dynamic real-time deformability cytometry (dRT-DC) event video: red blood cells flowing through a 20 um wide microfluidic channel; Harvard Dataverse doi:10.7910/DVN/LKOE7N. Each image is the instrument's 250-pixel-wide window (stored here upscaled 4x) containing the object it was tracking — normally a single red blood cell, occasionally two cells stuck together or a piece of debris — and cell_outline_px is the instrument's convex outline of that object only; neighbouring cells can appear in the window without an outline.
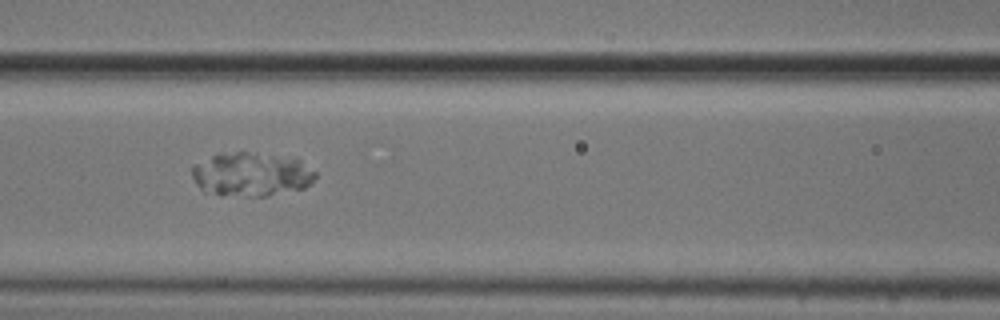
{"species": "common noctule bat (a hibernating species)", "species_latin": "Nyctalus noctula", "temperature_condition": "cold", "stored_images_in_passage": 54, "camera_frame_rate_fps": 3000, "um_per_image_px": 0.085, "animal": {"sex": "male", "body_mass_g": 20.5, "forearm_length_mm": 52.5}, "frame": {"image": 1, "passage_image": 24, "time_ms": 7.667, "image_size_px": [1000, 320], "cell_outline_px": [[316, 176], [304, 188], [268, 196], [248, 196], [204, 192], [196, 184], [192, 176], [192, 164], [212, 156], [236, 152], [256, 152], [300, 160], [316, 172]], "centroid_in_image_um": [21.35, 14.82], "position_along_channel_um": 145.3, "area_um2": 31.21}}
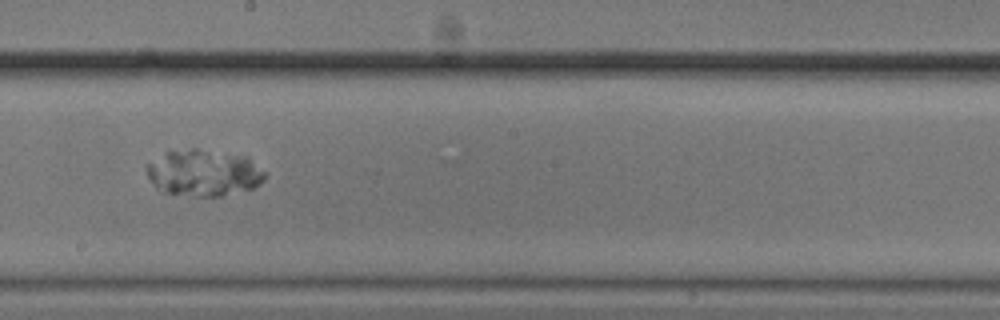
{"frame": {"image": 2, "passage_image": 31, "time_ms": 10.0, "image_size_px": [1000, 320], "cell_outline_px": [[264, 180], [260, 184], [252, 188], [220, 196], [200, 196], [160, 192], [156, 188], [148, 176], [144, 168], [148, 164], [168, 152], [192, 148], [196, 148], [248, 156], [264, 172]], "centroid_in_image_um": [17.32, 14.69], "position_along_channel_um": 230.9, "area_um2": 31.79}}
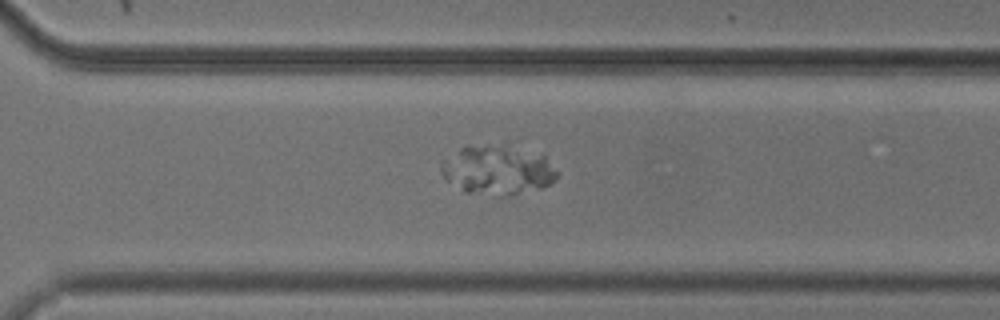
{"frame": {"image": 3, "passage_image": 39, "time_ms": 12.667, "image_size_px": [1000, 320], "cell_outline_px": [[560, 172], [556, 180], [540, 188], [508, 196], [496, 196], [464, 192], [444, 180], [440, 172], [440, 160], [460, 148], [468, 144], [544, 152]], "centroid_in_image_um": [42.28, 14.47], "position_along_channel_um": 328.3, "area_um2": 33.87}}